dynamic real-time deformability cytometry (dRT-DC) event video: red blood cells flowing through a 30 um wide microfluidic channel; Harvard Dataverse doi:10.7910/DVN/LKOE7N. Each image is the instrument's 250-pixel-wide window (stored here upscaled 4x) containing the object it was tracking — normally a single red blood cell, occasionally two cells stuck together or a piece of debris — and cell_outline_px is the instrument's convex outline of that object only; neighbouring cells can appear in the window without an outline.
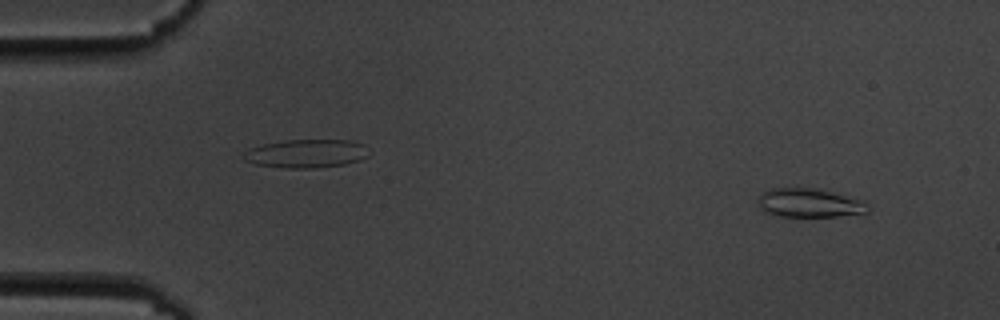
{"species": "common noctule bat (a hibernating species)", "species_latin": "Nyctalus noctula", "temperature_condition": "cold", "stored_images_in_passage": 4, "camera_frame_rate_fps": 3000, "um_per_image_px": 0.085, "animal": {"sex": "male", "body_mass_g": 19.5, "forearm_length_mm": 54.6}, "frame": {"image": 1, "passage_image": 1, "time_ms": 0.0, "image_size_px": [1000, 320], "cell_outline_px": [[872, 208], [868, 212], [836, 216], [780, 216], [764, 212], [756, 204], [756, 200], [760, 192], [772, 188], [816, 188], [864, 200]], "centroid_in_image_um": [68.77, 17.24], "position_along_channel_um": 16.2, "area_um2": 18.73}}
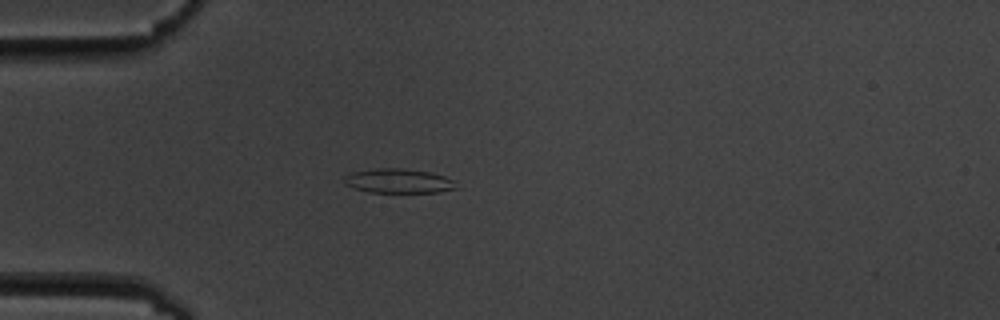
{"frame": {"image": 2, "passage_image": 4, "time_ms": 3.667, "image_size_px": [1000, 320], "cell_outline_px": [[456, 188], [440, 192], [368, 192], [344, 184], [344, 176], [352, 172], [376, 168], [404, 168], [432, 172], [444, 176], [452, 180]], "centroid_in_image_um": [33.85, 15.37], "position_along_channel_um": 51.2, "area_um2": 15.84}}